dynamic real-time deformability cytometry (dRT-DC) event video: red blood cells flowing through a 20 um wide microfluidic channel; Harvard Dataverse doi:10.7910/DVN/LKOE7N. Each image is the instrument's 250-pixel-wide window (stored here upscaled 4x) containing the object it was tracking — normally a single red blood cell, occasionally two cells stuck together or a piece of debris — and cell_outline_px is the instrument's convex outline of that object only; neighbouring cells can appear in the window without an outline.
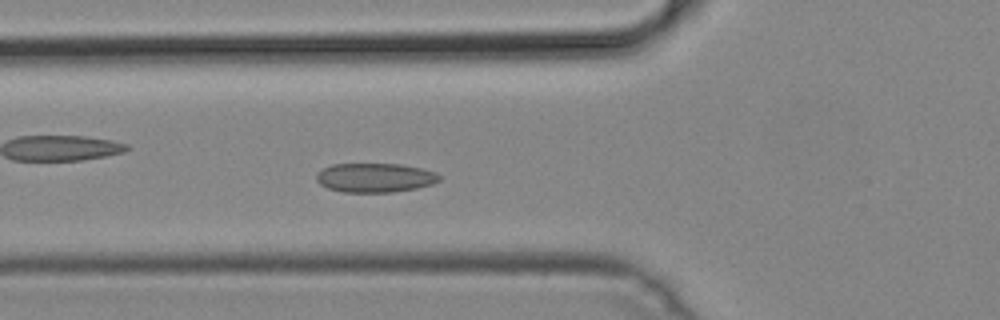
{"species": "common noctule bat (a hibernating species)", "species_latin": "Nyctalus noctula", "temperature_condition": "cold", "stored_images_in_passage": 48, "camera_frame_rate_fps": 3000, "um_per_image_px": 0.085, "animal": {"sex": "male", "body_mass_g": 19.2, "forearm_length_mm": 51.8}, "frame": {"image": 1, "passage_image": 16, "time_ms": 5.0, "image_size_px": [1000, 320], "cell_outline_px": [[440, 180], [432, 184], [416, 188], [392, 192], [344, 192], [328, 188], [320, 184], [316, 180], [316, 176], [324, 168], [332, 164], [400, 164], [420, 168], [436, 172], [440, 176]], "centroid_in_image_um": [31.88, 15.1], "position_along_channel_um": 93.9, "area_um2": 20.75}}
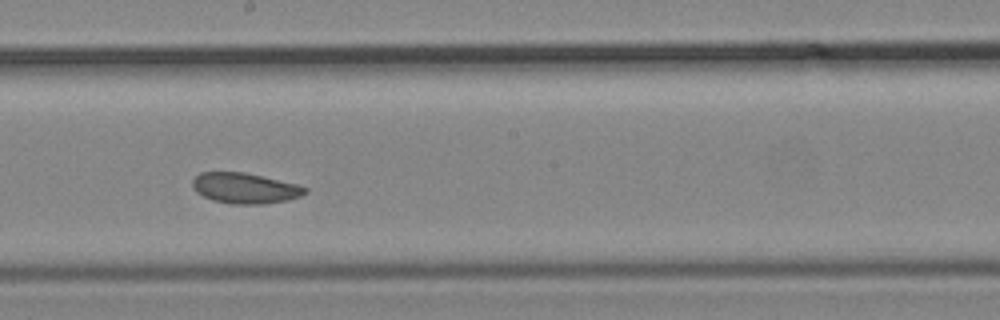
{"frame": {"image": 2, "passage_image": 26, "time_ms": 8.333, "image_size_px": [1000, 320], "cell_outline_px": [[308, 192], [300, 196], [288, 200], [264, 204], [232, 204], [212, 200], [196, 192], [192, 188], [192, 180], [200, 172], [244, 172], [296, 184], [308, 188]], "centroid_in_image_um": [20.81, 16.0], "position_along_channel_um": 227.4, "area_um2": 20.06}}
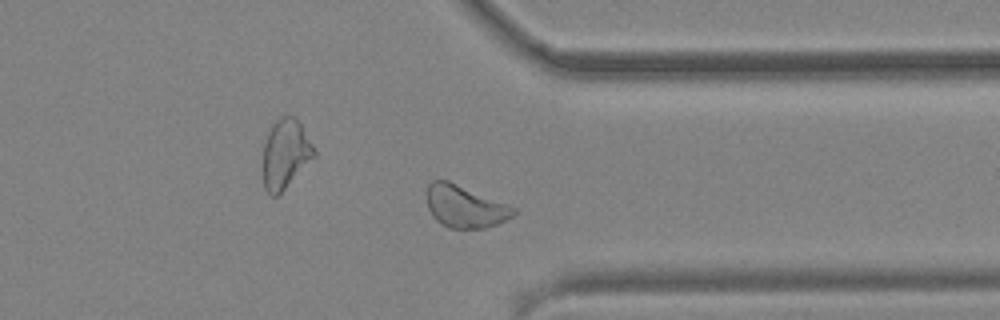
{"frame": {"image": 3, "passage_image": 37, "time_ms": 12.0, "image_size_px": [1000, 320], "cell_outline_px": [[516, 212], [512, 216], [496, 224], [484, 228], [448, 228], [440, 224], [432, 216], [428, 208], [428, 184], [432, 180], [448, 180], [516, 208]], "centroid_in_image_um": [39.49, 17.56], "position_along_channel_um": 371.9, "area_um2": 21.04}}